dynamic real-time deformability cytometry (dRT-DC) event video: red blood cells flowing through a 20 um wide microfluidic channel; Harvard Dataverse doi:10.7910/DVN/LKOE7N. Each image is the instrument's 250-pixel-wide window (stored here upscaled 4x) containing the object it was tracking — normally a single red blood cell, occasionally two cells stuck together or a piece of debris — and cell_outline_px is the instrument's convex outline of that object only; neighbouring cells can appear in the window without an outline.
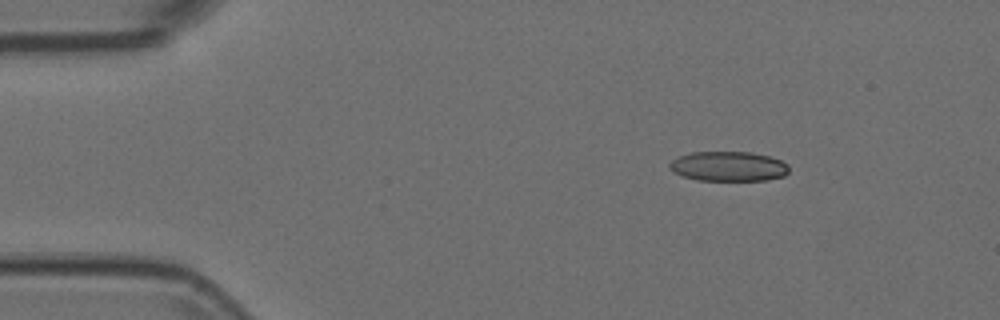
{"species": "Egyptian fruit bat (a non-hibernating species)", "species_latin": "Rousettus aegyptiacus", "temperature_condition": "room temperature", "stored_images_in_passage": 27, "camera_frame_rate_fps": 3000, "um_per_image_px": 0.085, "animal": {"sex": "female"}, "frame": {"image": 1, "passage_image": 7, "time_ms": 2.0, "image_size_px": [1000, 320], "cell_outline_px": [[788, 172], [784, 176], [768, 180], [696, 180], [680, 176], [668, 168], [668, 164], [672, 160], [680, 156], [692, 152], [752, 152], [768, 156], [780, 160], [788, 164]], "centroid_in_image_um": [61.9, 14.14], "position_along_channel_um": 23.1, "area_um2": 20.81}}
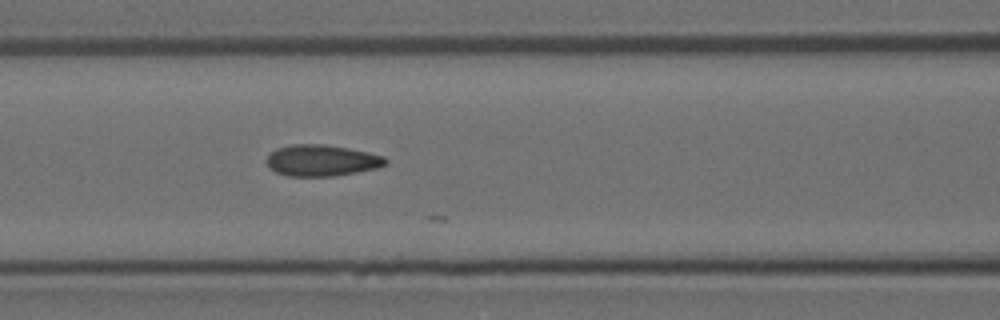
{"frame": {"image": 2, "passage_image": 22, "time_ms": 7.0, "image_size_px": [1000, 320], "cell_outline_px": [[388, 164], [376, 168], [336, 176], [288, 176], [276, 172], [268, 168], [264, 160], [276, 148], [292, 144], [324, 144], [348, 148], [368, 152], [384, 156], [388, 160]], "centroid_in_image_um": [27.32, 13.64], "position_along_channel_um": 139.3, "area_um2": 21.91}}
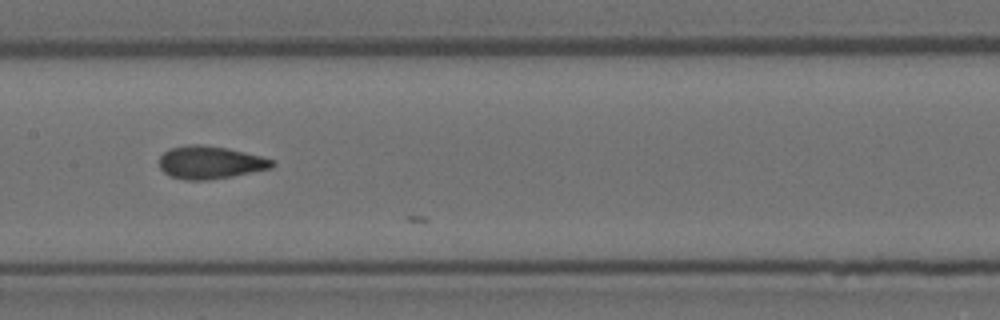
{"frame": {"image": 3, "passage_image": 26, "time_ms": 8.333, "image_size_px": [1000, 320], "cell_outline_px": [[276, 164], [272, 168], [232, 176], [204, 180], [184, 180], [168, 176], [160, 168], [160, 156], [164, 152], [172, 148], [188, 144], [200, 144], [228, 148], [260, 156], [272, 160]], "centroid_in_image_um": [17.85, 13.81], "position_along_channel_um": 189.6, "area_um2": 21.5}}